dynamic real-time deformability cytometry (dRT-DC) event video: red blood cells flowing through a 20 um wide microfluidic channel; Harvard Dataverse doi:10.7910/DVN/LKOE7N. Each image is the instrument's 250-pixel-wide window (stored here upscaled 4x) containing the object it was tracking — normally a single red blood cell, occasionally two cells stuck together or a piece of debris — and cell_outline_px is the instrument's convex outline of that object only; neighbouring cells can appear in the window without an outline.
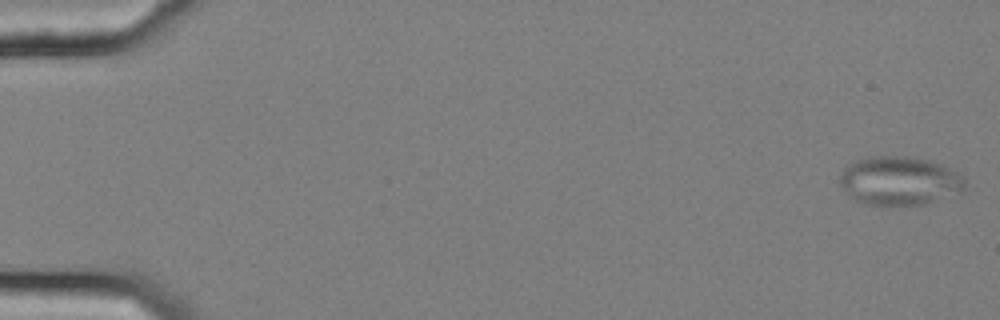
{"species": "common noctule bat (a hibernating species)", "species_latin": "Nyctalus noctula", "temperature_condition": "cold", "stored_images_in_passage": 57, "camera_frame_rate_fps": 3000, "um_per_image_px": 0.085, "animal": {"sex": "female", "body_mass_g": 25.1}, "frame": {"image": 1, "passage_image": 2, "time_ms": 0.333, "image_size_px": [1000, 320], "cell_outline_px": [[964, 188], [924, 204], [868, 204], [856, 200], [848, 196], [840, 184], [840, 176], [844, 168], [856, 160], [868, 156], [912, 156], [928, 160], [940, 164], [960, 172], [964, 176]], "centroid_in_image_um": [76.41, 15.33], "position_along_channel_um": 8.6, "area_um2": 35.03}}
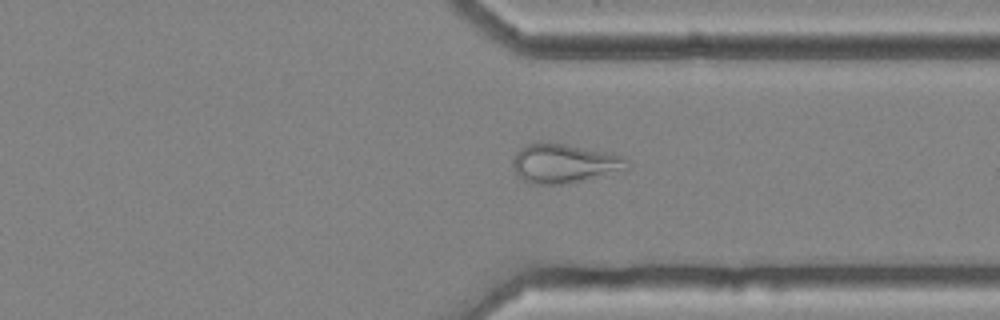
{"frame": {"image": 2, "passage_image": 44, "time_ms": 14.333, "image_size_px": [1000, 320], "cell_outline_px": [[628, 168], [568, 184], [532, 184], [524, 180], [512, 168], [512, 160], [516, 152], [520, 148], [528, 144], [540, 140], [612, 152], [624, 156], [628, 160]], "centroid_in_image_um": [47.93, 13.86], "position_along_channel_um": 363.5, "area_um2": 26.3}, "authors_computed_cell_mechanics": {"area_um2": 28.1486, "velocity_mm_per_s": 3.6458, "shape_relaxation_time_tau1_ms": null, "shape_relaxation_time_tau2_ms": 1.3141, "deformation_change_tau1": null, "deformation_change_tau2": 0.0948}}